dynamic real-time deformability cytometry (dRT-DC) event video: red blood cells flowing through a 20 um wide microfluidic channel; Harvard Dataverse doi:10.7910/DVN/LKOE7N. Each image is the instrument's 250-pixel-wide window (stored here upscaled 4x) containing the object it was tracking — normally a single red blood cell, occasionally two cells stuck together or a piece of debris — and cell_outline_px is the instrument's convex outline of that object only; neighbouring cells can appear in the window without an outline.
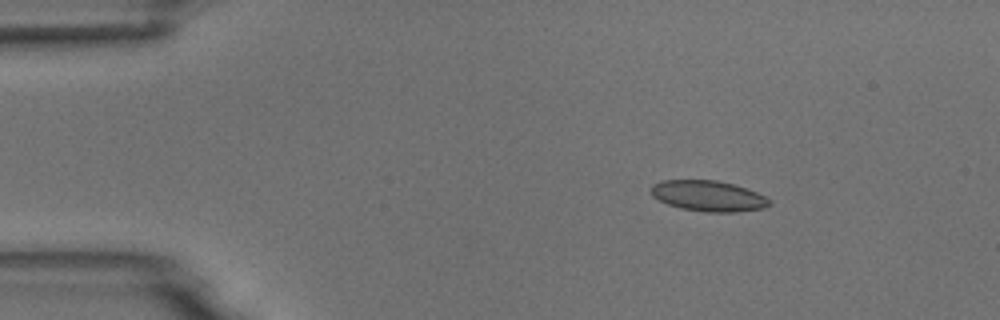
{"species": "common noctule bat (a hibernating species)", "species_latin": "Nyctalus noctula", "temperature_condition": "room temperature", "stored_images_in_passage": 3, "camera_frame_rate_fps": 3000, "um_per_image_px": 0.085, "animal": {"sex": "male", "body_mass_g": 18.8}, "frame": {"image": 1, "passage_image": 1, "time_ms": 0.0, "image_size_px": [1000, 320], "cell_outline_px": [[772, 204], [764, 208], [736, 212], [704, 212], [680, 208], [668, 204], [652, 196], [648, 192], [652, 184], [660, 180], [716, 180], [732, 184], [756, 192], [772, 200]], "centroid_in_image_um": [60.17, 16.66], "position_along_channel_um": 24.8, "area_um2": 21.33}}